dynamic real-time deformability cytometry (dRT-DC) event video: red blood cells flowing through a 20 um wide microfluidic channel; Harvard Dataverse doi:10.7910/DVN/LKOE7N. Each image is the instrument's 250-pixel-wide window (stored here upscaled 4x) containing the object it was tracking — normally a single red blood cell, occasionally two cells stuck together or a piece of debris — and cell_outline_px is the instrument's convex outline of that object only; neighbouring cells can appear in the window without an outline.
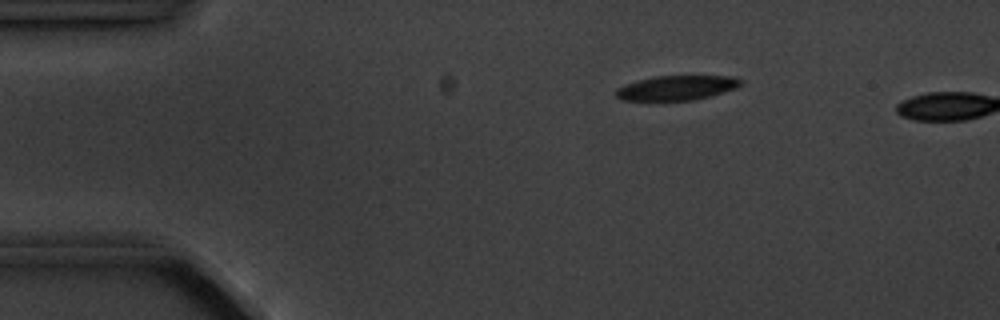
{"species": "common noctule bat (a hibernating species)", "species_latin": "Nyctalus noctula", "temperature_condition": "cold", "stored_images_in_passage": 4, "camera_frame_rate_fps": 3000, "um_per_image_px": 0.085, "animal": {"sex": "male", "body_mass_g": 20.1, "forearm_length_mm": 53.5}, "frame": {"image": 1, "passage_image": 3, "time_ms": 2.333, "image_size_px": [1000, 320], "cell_outline_px": [[744, 80], [736, 88], [696, 100], [620, 100], [616, 96], [616, 88], [624, 84], [656, 76], [728, 76]], "centroid_in_image_um": [57.5, 7.47], "position_along_channel_um": 27.5, "area_um2": 17.74}}